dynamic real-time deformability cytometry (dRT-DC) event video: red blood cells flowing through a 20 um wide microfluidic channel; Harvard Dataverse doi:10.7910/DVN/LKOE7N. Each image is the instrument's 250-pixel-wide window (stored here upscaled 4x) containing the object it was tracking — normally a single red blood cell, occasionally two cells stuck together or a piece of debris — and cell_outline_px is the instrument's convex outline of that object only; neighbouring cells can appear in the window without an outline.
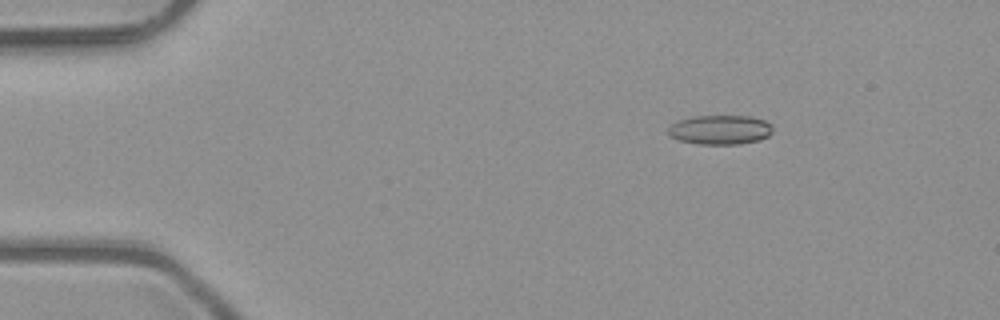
{"species": "common noctule bat (a hibernating species)", "species_latin": "Nyctalus noctula", "temperature_condition": "room temperature", "stored_images_in_passage": 5, "camera_frame_rate_fps": 3000, "um_per_image_px": 0.085, "animal": {"sex": "male", "body_mass_g": 23.1, "forearm_length_mm": 52.7}, "frame": {"image": 1, "passage_image": 2, "time_ms": 0.333, "image_size_px": [1000, 320], "cell_outline_px": [[772, 132], [768, 136], [760, 140], [740, 144], [700, 144], [680, 140], [668, 136], [668, 128], [676, 120], [692, 116], [748, 116], [764, 120], [772, 124]], "centroid_in_image_um": [61.2, 11.03], "position_along_channel_um": 23.8, "area_um2": 18.03}}
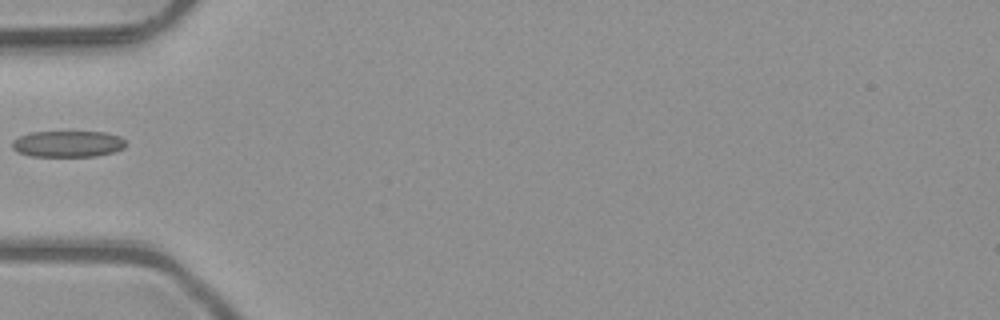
{"frame": {"image": 2, "passage_image": 5, "time_ms": 1.333, "image_size_px": [1000, 320], "cell_outline_px": [[128, 144], [124, 148], [116, 152], [96, 156], [32, 156], [20, 152], [12, 148], [12, 140], [20, 136], [32, 132], [104, 132], [120, 136]], "centroid_in_image_um": [5.82, 12.23], "position_along_channel_um": 79.2, "area_um2": 17.46}}